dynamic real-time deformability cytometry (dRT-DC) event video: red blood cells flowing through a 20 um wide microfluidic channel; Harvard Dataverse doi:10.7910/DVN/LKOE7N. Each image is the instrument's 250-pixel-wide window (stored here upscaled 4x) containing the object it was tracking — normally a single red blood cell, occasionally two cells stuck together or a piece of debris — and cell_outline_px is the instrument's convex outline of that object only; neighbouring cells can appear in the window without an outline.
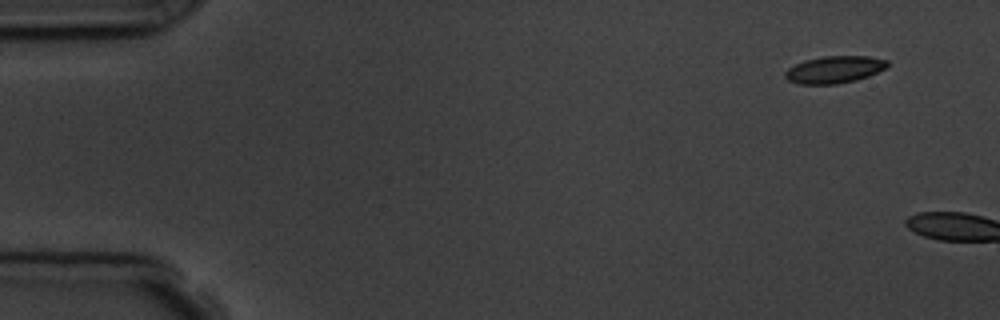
{"species": "common noctule bat (a hibernating species)", "species_latin": "Nyctalus noctula", "temperature_condition": "room temperature", "stored_images_in_passage": 2, "camera_frame_rate_fps": 3000, "um_per_image_px": 0.085, "animal": {"sex": "male", "body_mass_g": 19.5, "forearm_length_mm": 54.6}, "frame": {"image": 1, "passage_image": 1, "time_ms": 0.0, "image_size_px": [1000, 320], "cell_outline_px": [[888, 64], [884, 68], [868, 76], [856, 80], [836, 84], [800, 84], [788, 80], [784, 76], [784, 72], [788, 68], [804, 60], [824, 56], [868, 56], [888, 60]], "centroid_in_image_um": [70.89, 5.91], "position_along_channel_um": 14.1, "area_um2": 16.07}}